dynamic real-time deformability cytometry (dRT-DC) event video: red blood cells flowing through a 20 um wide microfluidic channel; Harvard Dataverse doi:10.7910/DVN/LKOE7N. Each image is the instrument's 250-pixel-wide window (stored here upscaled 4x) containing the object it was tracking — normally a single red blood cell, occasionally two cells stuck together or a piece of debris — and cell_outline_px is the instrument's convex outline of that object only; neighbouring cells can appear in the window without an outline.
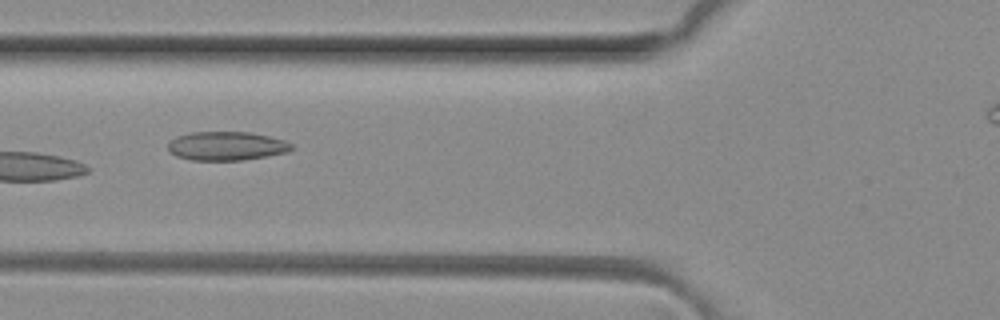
{"species": "common noctule bat (a hibernating species)", "species_latin": "Nyctalus noctula", "temperature_condition": "room temperature", "stored_images_in_passage": 4, "camera_frame_rate_fps": 3000, "um_per_image_px": 0.085, "animal": {"sex": "female", "body_mass_g": 29.2, "forearm_length_mm": 56.3}, "frame": {"image": 1, "passage_image": 4, "time_ms": 1.0, "image_size_px": [1000, 320], "cell_outline_px": [[292, 148], [288, 152], [240, 160], [192, 160], [176, 156], [168, 152], [168, 144], [176, 136], [188, 132], [252, 132], [284, 140], [292, 144]], "centroid_in_image_um": [19.21, 12.4], "position_along_channel_um": 106.6, "area_um2": 20.69}}